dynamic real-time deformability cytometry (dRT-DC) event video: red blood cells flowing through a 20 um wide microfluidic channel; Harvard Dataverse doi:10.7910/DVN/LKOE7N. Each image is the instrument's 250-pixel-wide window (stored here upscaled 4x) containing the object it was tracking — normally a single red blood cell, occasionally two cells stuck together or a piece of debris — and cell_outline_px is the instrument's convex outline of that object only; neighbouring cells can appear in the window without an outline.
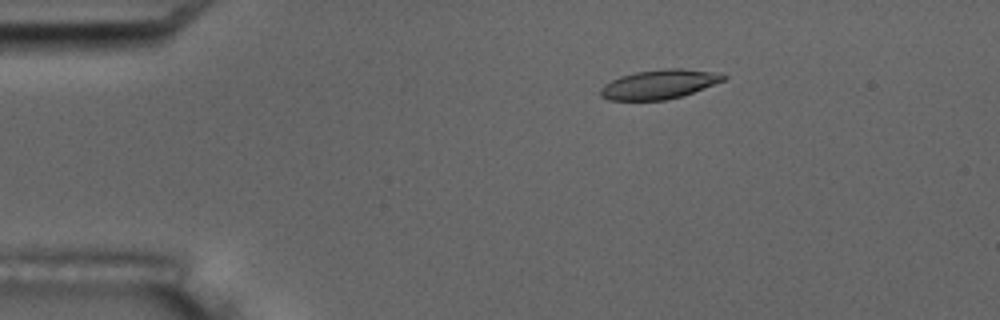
{"species": "common noctule bat (a hibernating species)", "species_latin": "Nyctalus noctula", "temperature_condition": "room temperature", "stored_images_in_passage": 4, "camera_frame_rate_fps": 3000, "um_per_image_px": 0.085, "animal": {"sex": "male", "body_mass_g": 17.5, "forearm_length_mm": 52.3}, "frame": {"image": 1, "passage_image": 2, "time_ms": 1.0, "image_size_px": [1000, 320], "cell_outline_px": [[728, 76], [724, 80], [692, 92], [680, 96], [664, 100], [608, 100], [600, 96], [600, 88], [604, 84], [620, 76], [636, 72], [664, 68], [680, 68], [712, 72]], "centroid_in_image_um": [55.97, 7.16], "position_along_channel_um": 29.0, "area_um2": 20.69}}